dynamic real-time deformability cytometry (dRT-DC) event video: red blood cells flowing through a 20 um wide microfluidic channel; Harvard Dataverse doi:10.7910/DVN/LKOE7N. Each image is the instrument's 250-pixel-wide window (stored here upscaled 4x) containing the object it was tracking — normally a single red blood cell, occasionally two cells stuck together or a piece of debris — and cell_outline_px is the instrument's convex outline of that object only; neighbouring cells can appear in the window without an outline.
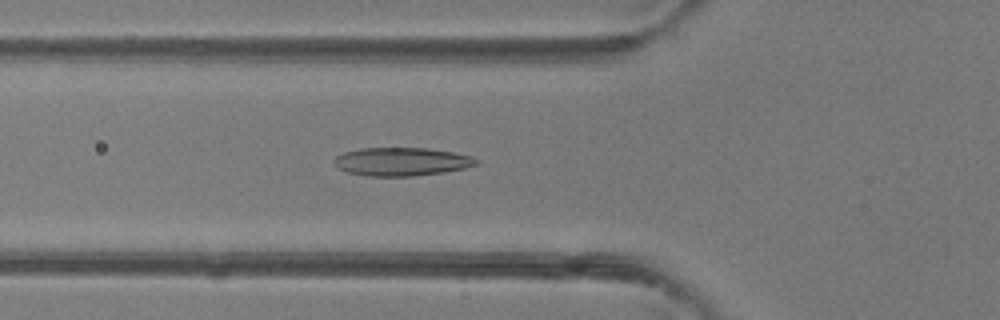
{"species": "common noctule bat (a hibernating species)", "species_latin": "Nyctalus noctula", "temperature_condition": "room temperature", "stored_images_in_passage": 35, "camera_frame_rate_fps": 3000, "um_per_image_px": 0.085, "animal": {"sex": "female"}, "frame": {"image": 1, "passage_image": 9, "time_ms": 2.667, "image_size_px": [1000, 320], "cell_outline_px": [[480, 164], [464, 168], [444, 172], [412, 176], [368, 176], [348, 172], [336, 168], [332, 164], [332, 160], [336, 156], [344, 152], [360, 148], [428, 148], [452, 152], [472, 156], [480, 160]], "centroid_in_image_um": [34.12, 13.74], "position_along_channel_um": 91.7, "area_um2": 23.7}}
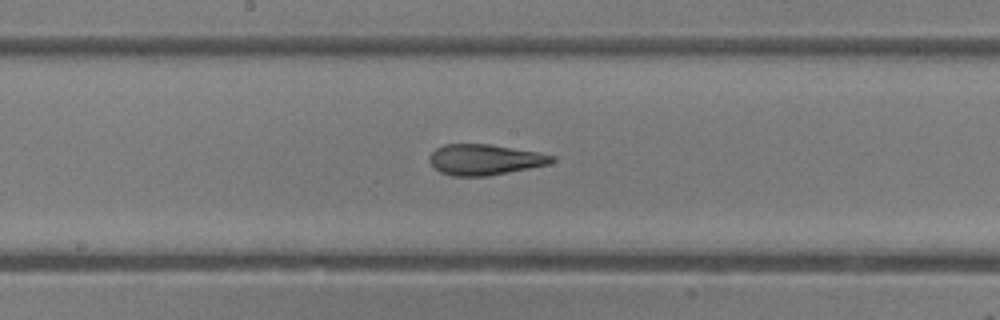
{"frame": {"image": 2, "passage_image": 17, "time_ms": 5.333, "image_size_px": [1000, 320], "cell_outline_px": [[556, 160], [548, 164], [532, 168], [488, 176], [452, 176], [440, 172], [428, 160], [428, 156], [436, 148], [444, 144], [488, 144], [540, 152], [556, 156]], "centroid_in_image_um": [41.22, 13.57], "position_along_channel_um": 207.0, "area_um2": 22.08}}
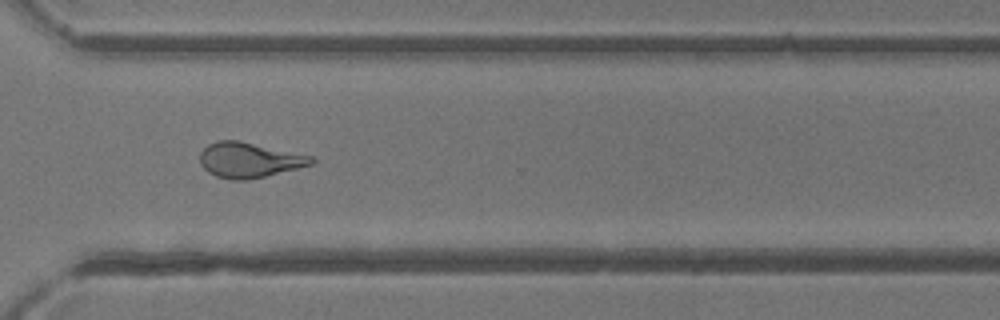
{"frame": {"image": 3, "passage_image": 27, "time_ms": 8.667, "image_size_px": [1000, 320], "cell_outline_px": [[316, 160], [312, 164], [248, 180], [232, 180], [216, 176], [208, 172], [200, 164], [200, 152], [208, 144], [216, 140], [236, 140], [316, 156]], "centroid_in_image_um": [21.18, 13.59], "position_along_channel_um": 349.4, "area_um2": 22.83}, "authors_computed_cell_mechanics": {"area_um2": 22.4842, "velocity_mm_per_s": 4.2902, "shape_relaxation_time_tau1_ms": 7.3406, "shape_relaxation_time_tau2_ms": 1.6134, "deformation_change_tau1": 0.2252, "deformation_change_tau2": 0.1024}}